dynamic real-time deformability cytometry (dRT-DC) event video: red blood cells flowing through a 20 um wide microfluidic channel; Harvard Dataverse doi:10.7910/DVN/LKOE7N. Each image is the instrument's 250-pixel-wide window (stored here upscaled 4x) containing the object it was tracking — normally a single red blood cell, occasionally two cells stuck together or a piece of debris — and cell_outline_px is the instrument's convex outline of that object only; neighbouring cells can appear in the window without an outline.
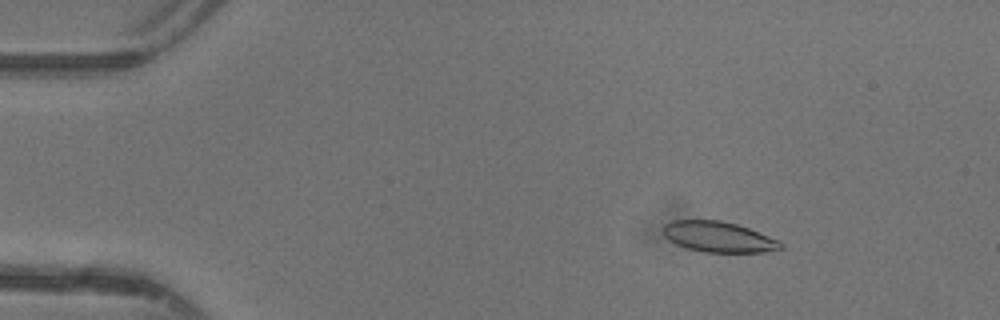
{"species": "common noctule bat (a hibernating species)", "species_latin": "Nyctalus noctula", "temperature_condition": "warm", "stored_images_in_passage": 48, "camera_frame_rate_fps": 3000, "um_per_image_px": 0.085, "animal": {"sex": "female"}, "frame": {"image": 1, "passage_image": 8, "time_ms": 2.333, "image_size_px": [1000, 320], "cell_outline_px": [[784, 248], [764, 252], [704, 252], [688, 248], [676, 244], [668, 240], [664, 236], [664, 224], [672, 220], [720, 220], [736, 224], [748, 228], [780, 240], [784, 244]], "centroid_in_image_um": [61.09, 20.13], "position_along_channel_um": 23.9, "area_um2": 20.98}}
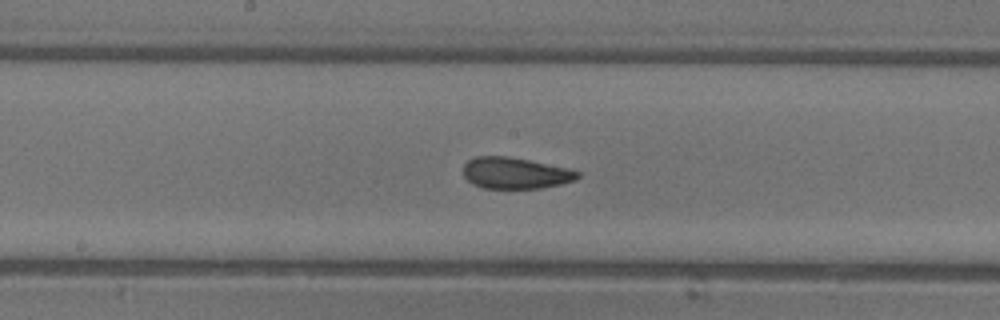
{"frame": {"image": 2, "passage_image": 26, "time_ms": 8.333, "image_size_px": [1000, 320], "cell_outline_px": [[580, 176], [576, 180], [560, 184], [540, 188], [484, 188], [472, 184], [464, 176], [464, 164], [468, 160], [476, 156], [508, 156], [568, 168], [580, 172]], "centroid_in_image_um": [43.8, 14.71], "position_along_channel_um": 204.4, "area_um2": 20.81}}
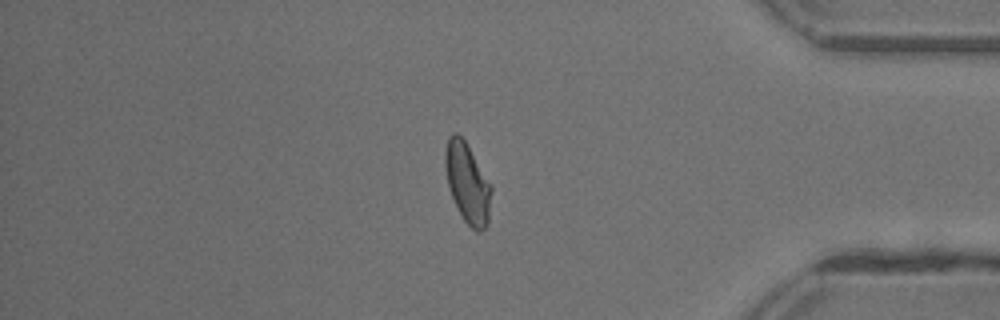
{"frame": {"image": 3, "passage_image": 41, "time_ms": 13.333, "image_size_px": [1000, 320], "cell_outline_px": [[492, 192], [488, 224], [480, 232], [476, 232], [464, 220], [452, 196], [448, 184], [444, 164], [444, 152], [448, 136], [452, 132], [456, 132], [464, 140], [492, 188]], "centroid_in_image_um": [39.72, 15.56], "position_along_channel_um": 395.5, "area_um2": 21.15}, "authors_computed_cell_mechanics": {"area_um2": 21.3282, "velocity_mm_per_s": 4.4137, "shape_relaxation_time_tau1_ms": null, "shape_relaxation_time_tau2_ms": 1.3456, "deformation_change_tau1": null, "deformation_change_tau2": 0.0644}}